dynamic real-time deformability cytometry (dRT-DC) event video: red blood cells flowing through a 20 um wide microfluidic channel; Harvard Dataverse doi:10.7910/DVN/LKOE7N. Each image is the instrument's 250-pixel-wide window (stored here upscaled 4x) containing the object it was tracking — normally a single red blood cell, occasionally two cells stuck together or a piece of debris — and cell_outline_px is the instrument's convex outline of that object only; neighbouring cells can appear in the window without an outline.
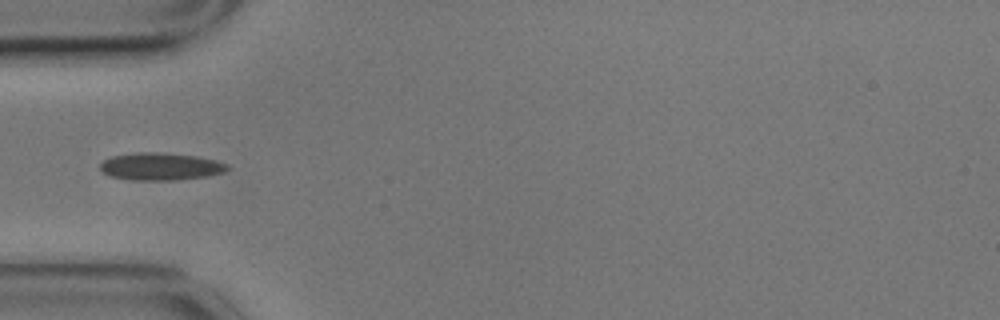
{"species": "common noctule bat (a hibernating species)", "species_latin": "Nyctalus noctula", "temperature_condition": "cold", "stored_images_in_passage": 40, "camera_frame_rate_fps": 3000, "um_per_image_px": 0.085, "animal": {"sex": "male", "body_mass_g": 17.9}, "frame": {"image": 1, "passage_image": 1, "time_ms": 0.0, "image_size_px": [1000, 320], "cell_outline_px": [[232, 168], [224, 172], [208, 176], [176, 180], [132, 180], [108, 176], [100, 168], [100, 164], [104, 160], [112, 156], [136, 152], [156, 152], [196, 156], [216, 160], [228, 164]], "centroid_in_image_um": [13.67, 14.15], "position_along_channel_um": 71.3, "area_um2": 20.46}}
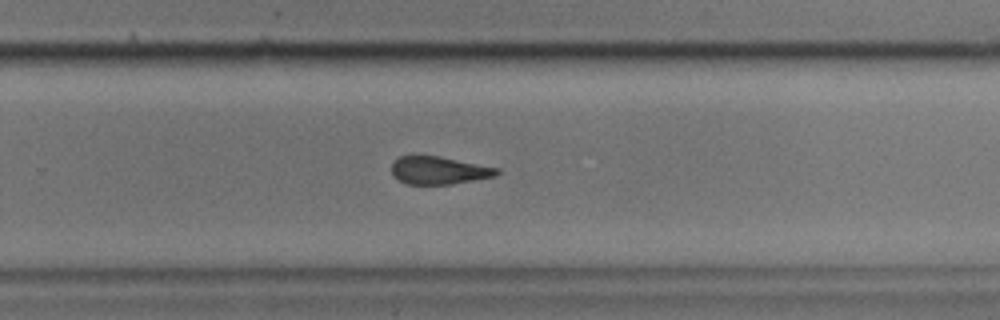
{"frame": {"image": 2, "passage_image": 20, "time_ms": 6.333, "image_size_px": [1000, 320], "cell_outline_px": [[500, 172], [496, 176], [452, 184], [408, 184], [392, 176], [392, 164], [400, 156], [440, 156], [500, 168]], "centroid_in_image_um": [37.34, 14.48], "position_along_channel_um": 292.5, "area_um2": 16.99}}
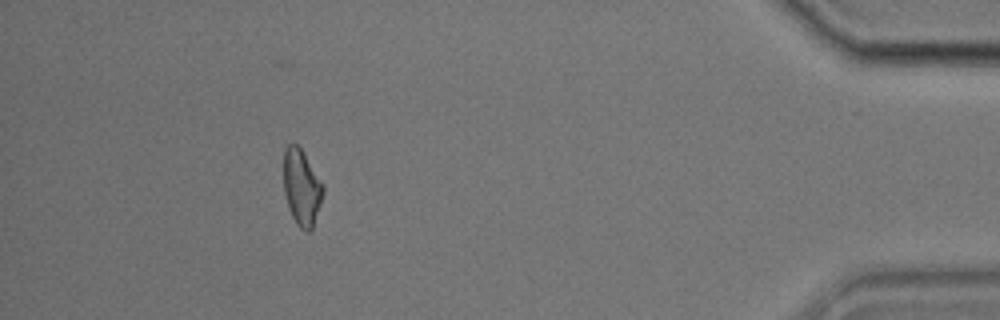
{"frame": {"image": 3, "passage_image": 35, "time_ms": 11.333, "image_size_px": [1000, 320], "cell_outline_px": [[324, 192], [312, 228], [308, 232], [304, 232], [296, 224], [288, 208], [284, 192], [284, 148], [288, 144], [296, 144], [300, 148], [324, 184]], "centroid_in_image_um": [25.64, 15.95], "position_along_channel_um": 409.6, "area_um2": 17.46}, "authors_computed_cell_mechanics": {"area_um2": 18.5538, "velocity_mm_per_s": 3.481, "shape_relaxation_time_tau1_ms": 6.3153, "shape_relaxation_time_tau2_ms": 1.9374, "deformation_change_tau1": 0.1114, "deformation_change_tau2": 0.0649}}